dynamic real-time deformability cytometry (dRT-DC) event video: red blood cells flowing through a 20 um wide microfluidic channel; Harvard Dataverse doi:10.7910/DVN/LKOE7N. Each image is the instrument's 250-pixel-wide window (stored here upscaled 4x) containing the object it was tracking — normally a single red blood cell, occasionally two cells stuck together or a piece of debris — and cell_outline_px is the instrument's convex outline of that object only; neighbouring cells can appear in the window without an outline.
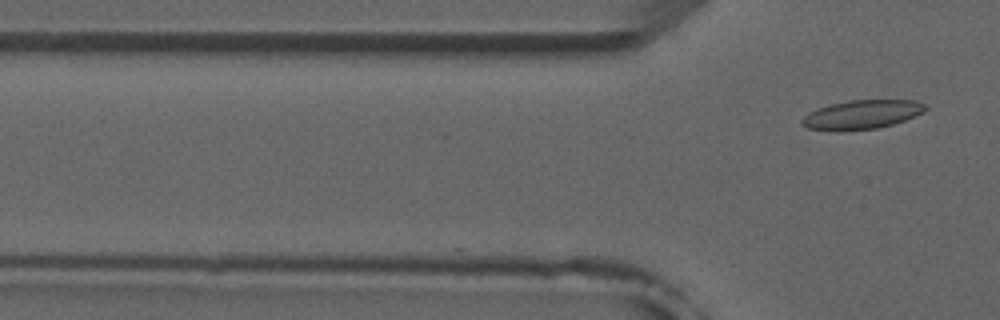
{"species": "common noctule bat (a hibernating species)", "species_latin": "Nyctalus noctula", "temperature_condition": "room temperature", "stored_images_in_passage": 4, "camera_frame_rate_fps": 3000, "um_per_image_px": 0.085, "animal": {"sex": "male", "forearm_length_mm": 52.5}, "frame": {"image": 1, "passage_image": 4, "time_ms": 4.333, "image_size_px": [1000, 320], "cell_outline_px": [[928, 108], [924, 112], [904, 120], [892, 124], [876, 128], [836, 132], [808, 128], [800, 124], [800, 120], [808, 112], [816, 108], [832, 104], [852, 100], [916, 100], [924, 104]], "centroid_in_image_um": [73.21, 9.75], "position_along_channel_um": 52.6, "area_um2": 20.98}}